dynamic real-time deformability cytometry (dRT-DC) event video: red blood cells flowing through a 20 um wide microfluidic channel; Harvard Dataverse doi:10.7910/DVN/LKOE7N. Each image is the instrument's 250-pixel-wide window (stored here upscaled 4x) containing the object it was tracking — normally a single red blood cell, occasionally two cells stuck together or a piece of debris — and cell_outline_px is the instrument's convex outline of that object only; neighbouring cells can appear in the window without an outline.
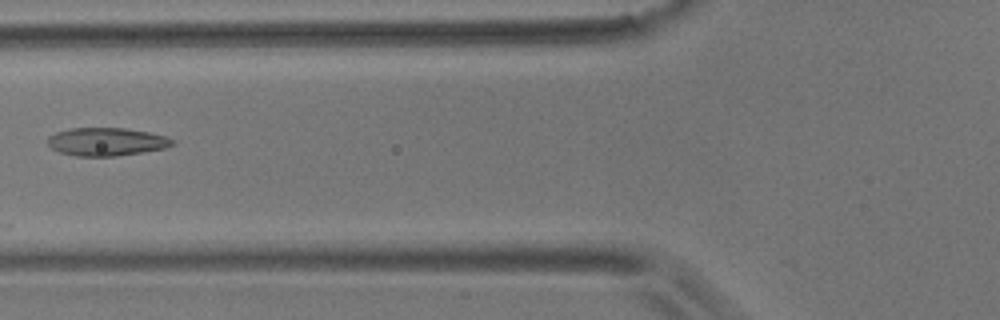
{"species": "common noctule bat (a hibernating species)", "species_latin": "Nyctalus noctula", "temperature_condition": "room temperature", "stored_images_in_passage": 8, "camera_frame_rate_fps": 3000, "um_per_image_px": 0.085, "animal": {"sex": "male", "body_mass_g": 17.9}, "frame": {"image": 1, "passage_image": 5, "time_ms": 1.333, "image_size_px": [1000, 320], "cell_outline_px": [[176, 144], [164, 148], [116, 156], [76, 156], [60, 152], [52, 148], [48, 144], [48, 136], [56, 132], [72, 128], [124, 128], [148, 132], [164, 136], [176, 140]], "centroid_in_image_um": [9.05, 12.04], "position_along_channel_um": 116.7, "area_um2": 20.29}}
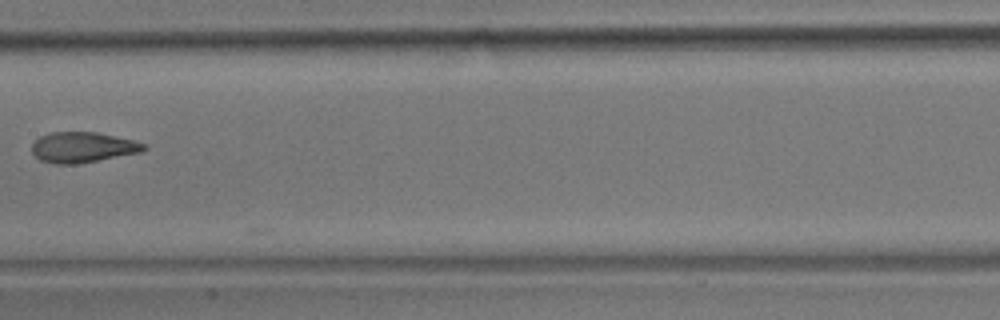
{"frame": {"image": 2, "passage_image": 7, "time_ms": 2.0, "image_size_px": [1000, 320], "cell_outline_px": [[148, 148], [140, 152], [76, 164], [56, 164], [40, 160], [32, 152], [32, 144], [40, 136], [48, 132], [96, 132], [132, 140], [144, 144]], "centroid_in_image_um": [6.99, 12.51], "position_along_channel_um": 200.4, "area_um2": 19.65}}